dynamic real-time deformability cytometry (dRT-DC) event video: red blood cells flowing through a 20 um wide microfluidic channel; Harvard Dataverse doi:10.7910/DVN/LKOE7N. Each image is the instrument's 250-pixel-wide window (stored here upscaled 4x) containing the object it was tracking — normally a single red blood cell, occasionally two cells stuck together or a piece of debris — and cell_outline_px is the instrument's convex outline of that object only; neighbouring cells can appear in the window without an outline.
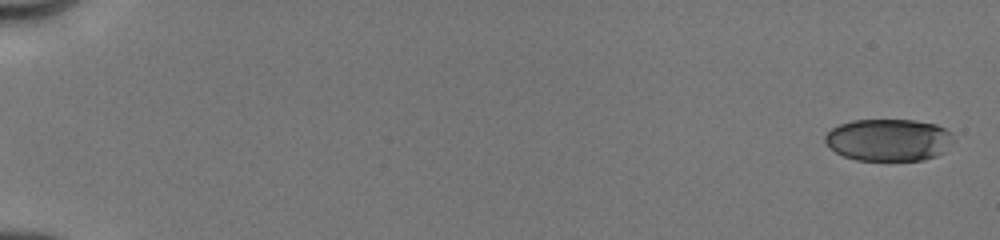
{"species": "human", "species_latin": "Homo sapiens", "temperature_condition": "cold", "stored_images_in_passage": 31, "camera_frame_rate_fps": 3000, "um_per_image_px": 0.085, "donor": {"sex": "male"}, "frame": {"image": 1, "passage_image": 1, "time_ms": 0.0, "image_size_px": [1000, 240], "cell_outline_px": [[952, 140], [944, 152], [936, 156], [924, 160], [856, 160], [844, 156], [836, 152], [824, 144], [824, 136], [832, 128], [840, 124], [852, 120], [916, 120], [936, 124], [952, 132]], "centroid_in_image_um": [75.51, 11.89], "position_along_channel_um": 9.5, "area_um2": 31.67}}
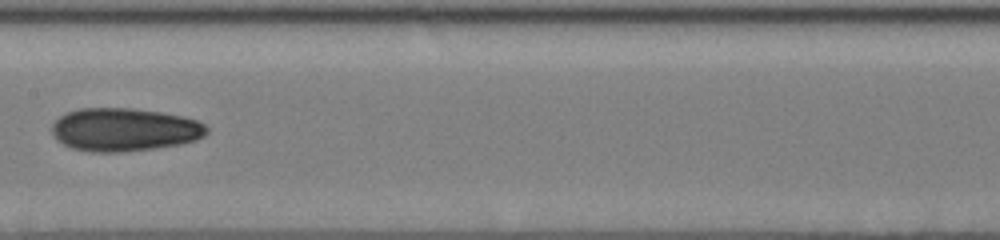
{"frame": {"image": 2, "passage_image": 18, "time_ms": 9.333, "image_size_px": [1000, 240], "cell_outline_px": [[208, 132], [204, 136], [196, 140], [180, 144], [152, 148], [120, 152], [92, 152], [72, 148], [56, 140], [52, 132], [52, 124], [60, 116], [68, 112], [80, 108], [132, 108], [160, 112], [184, 116], [196, 120], [204, 124], [208, 128]], "centroid_in_image_um": [10.57, 11.01], "position_along_channel_um": 196.8, "area_um2": 38.9}}
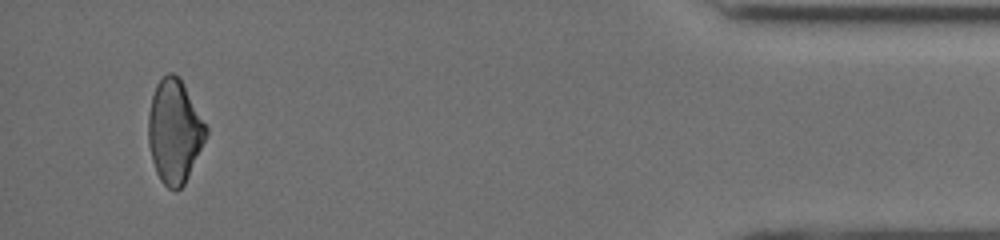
{"frame": {"image": 3, "passage_image": 31, "time_ms": 16.333, "image_size_px": [1000, 240], "cell_outline_px": [[208, 136], [184, 184], [176, 192], [168, 188], [160, 180], [156, 172], [152, 160], [148, 144], [148, 116], [152, 96], [156, 84], [168, 72], [172, 72], [180, 76], [208, 128]], "centroid_in_image_um": [14.84, 11.16], "position_along_channel_um": 420.4, "area_um2": 35.08}, "authors_computed_cell_mechanics": {"area_um2": 36.125, "velocity_mm_per_s": 4.0495, "shape_relaxation_time_tau1_ms": 8.0208, "shape_relaxation_time_tau2_ms": 5.7803, "deformation_change_tau1": 0.1623, "deformation_change_tau2": 0.1238}}